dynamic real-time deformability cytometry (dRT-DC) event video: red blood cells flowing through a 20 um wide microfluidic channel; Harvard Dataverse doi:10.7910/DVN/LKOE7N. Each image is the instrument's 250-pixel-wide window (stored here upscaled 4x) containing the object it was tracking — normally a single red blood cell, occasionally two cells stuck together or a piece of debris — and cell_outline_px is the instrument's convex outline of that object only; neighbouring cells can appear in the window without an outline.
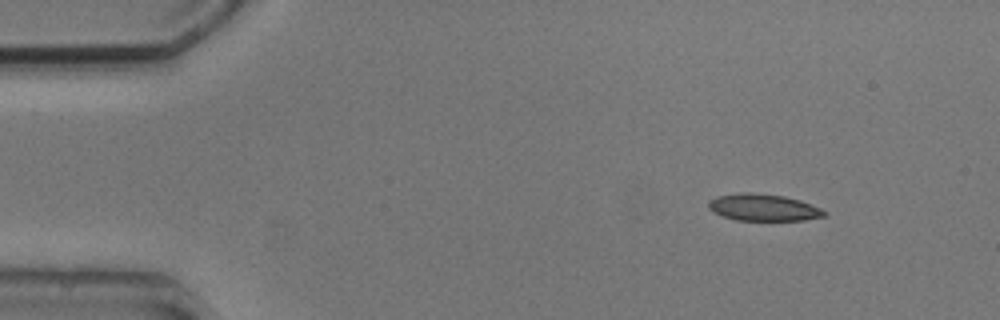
{"species": "common noctule bat (a hibernating species)", "species_latin": "Nyctalus noctula", "temperature_condition": "cold", "stored_images_in_passage": 2, "camera_frame_rate_fps": 3000, "um_per_image_px": 0.085, "animal": {"sex": "male", "body_mass_g": 20.5, "forearm_length_mm": 52.5}, "frame": {"image": 1, "passage_image": 2, "time_ms": 2.333, "image_size_px": [1000, 320], "cell_outline_px": [[828, 212], [824, 216], [804, 220], [736, 220], [712, 212], [708, 208], [708, 200], [716, 196], [740, 192], [752, 192], [784, 196], [800, 200], [820, 208]], "centroid_in_image_um": [64.85, 17.62], "position_along_channel_um": 20.2, "area_um2": 18.21}}